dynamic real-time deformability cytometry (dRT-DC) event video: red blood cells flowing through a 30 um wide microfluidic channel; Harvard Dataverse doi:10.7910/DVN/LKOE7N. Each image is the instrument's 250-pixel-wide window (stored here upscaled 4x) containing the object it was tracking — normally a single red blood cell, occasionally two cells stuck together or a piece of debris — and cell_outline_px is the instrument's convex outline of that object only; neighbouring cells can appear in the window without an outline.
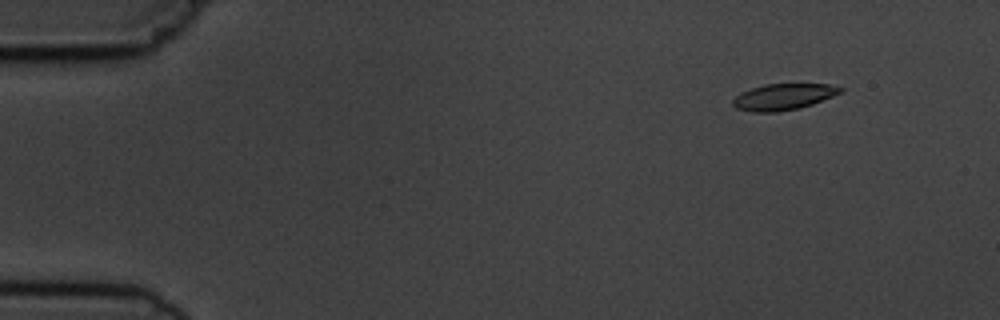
{"species": "common noctule bat (a hibernating species)", "species_latin": "Nyctalus noctula", "temperature_condition": "cold", "stored_images_in_passage": 5, "camera_frame_rate_fps": 3000, "um_per_image_px": 0.085, "animal": {"sex": "male", "body_mass_g": 19.5, "forearm_length_mm": 54.6}, "frame": {"image": 1, "passage_image": 2, "time_ms": 1.333, "image_size_px": [1000, 320], "cell_outline_px": [[844, 92], [812, 104], [800, 108], [776, 112], [752, 112], [736, 108], [732, 104], [732, 100], [740, 92], [764, 84], [828, 84], [844, 88]], "centroid_in_image_um": [66.59, 8.23], "position_along_channel_um": 18.4, "area_um2": 16.53}}
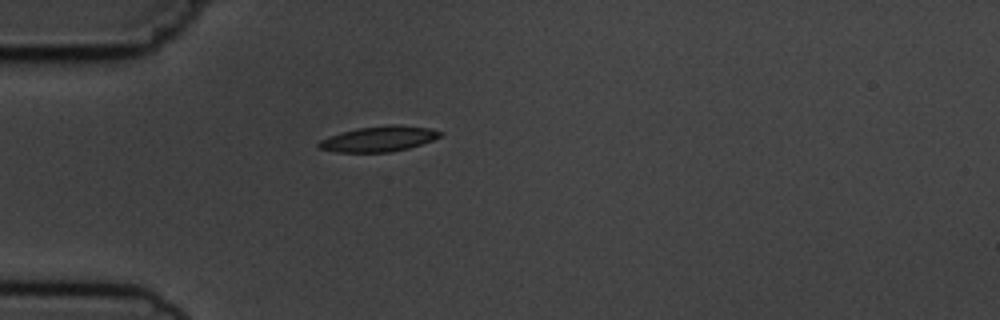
{"frame": {"image": 2, "passage_image": 5, "time_ms": 4.667, "image_size_px": [1000, 320], "cell_outline_px": [[444, 132], [440, 136], [432, 140], [408, 148], [388, 152], [336, 152], [316, 148], [316, 144], [320, 140], [328, 136], [356, 128], [388, 124], [400, 124], [428, 128]], "centroid_in_image_um": [32.15, 11.79], "position_along_channel_um": 52.8, "area_um2": 18.09}}